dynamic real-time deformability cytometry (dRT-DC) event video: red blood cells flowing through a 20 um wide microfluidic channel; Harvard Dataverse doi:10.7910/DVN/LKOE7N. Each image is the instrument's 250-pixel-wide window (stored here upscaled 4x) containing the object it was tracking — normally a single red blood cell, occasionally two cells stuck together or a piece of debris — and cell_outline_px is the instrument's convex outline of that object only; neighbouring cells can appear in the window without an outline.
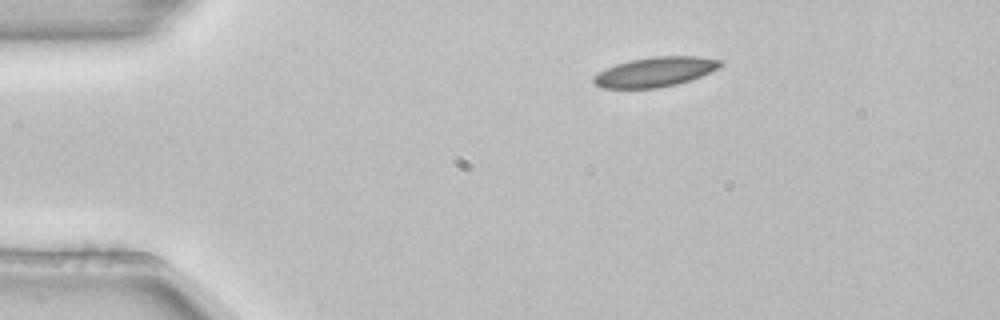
{"species": "common noctule bat (a hibernating species)", "species_latin": "Nyctalus noctula", "temperature_condition": "room temperature", "stored_images_in_passage": 3, "camera_frame_rate_fps": 3000, "um_per_image_px": 0.085, "animal": {"sex": "female", "body_mass_g": 22.7, "forearm_length_mm": 54.2}, "frame": {"image": 1, "passage_image": 1, "time_ms": 0.0, "image_size_px": [1000, 320], "cell_outline_px": [[724, 64], [700, 76], [676, 84], [656, 88], [600, 88], [592, 80], [592, 76], [616, 64], [632, 60], [652, 56], [696, 56], [724, 60]], "centroid_in_image_um": [55.68, 6.1], "position_along_channel_um": 29.3, "area_um2": 21.68}}
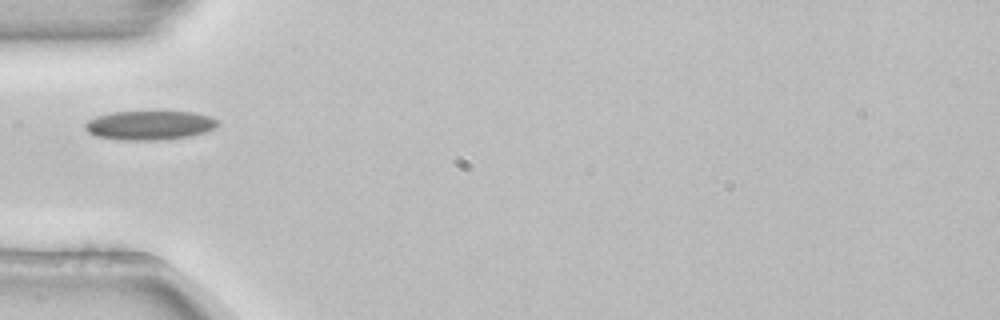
{"frame": {"image": 2, "passage_image": 3, "time_ms": 0.667, "image_size_px": [1000, 320], "cell_outline_px": [[220, 124], [216, 128], [192, 136], [156, 140], [116, 140], [96, 136], [88, 132], [84, 128], [84, 124], [88, 120], [96, 116], [112, 112], [196, 112], [220, 120]], "centroid_in_image_um": [12.73, 10.65], "position_along_channel_um": 72.3, "area_um2": 22.72}}